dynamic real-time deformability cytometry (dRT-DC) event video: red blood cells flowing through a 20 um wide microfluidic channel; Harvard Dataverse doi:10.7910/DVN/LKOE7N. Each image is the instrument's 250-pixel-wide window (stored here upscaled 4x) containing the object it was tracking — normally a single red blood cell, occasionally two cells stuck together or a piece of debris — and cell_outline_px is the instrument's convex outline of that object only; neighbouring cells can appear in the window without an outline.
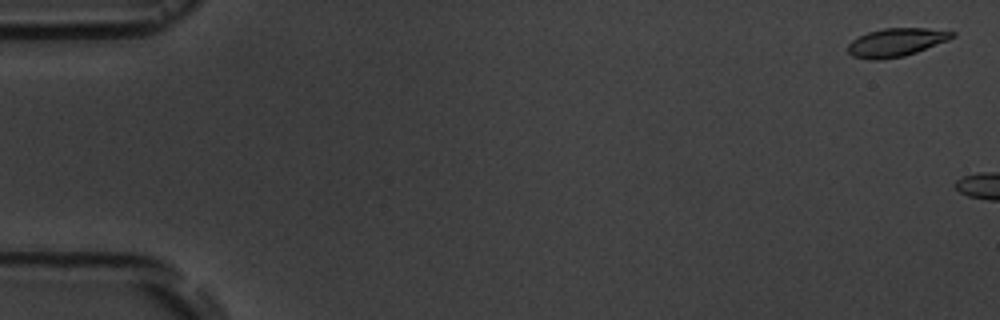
{"species": "common noctule bat (a hibernating species)", "species_latin": "Nyctalus noctula", "temperature_condition": "room temperature", "stored_images_in_passage": 3, "camera_frame_rate_fps": 3000, "um_per_image_px": 0.085, "animal": {"sex": "male", "body_mass_g": 19.5, "forearm_length_mm": 54.6}, "frame": {"image": 1, "passage_image": 1, "time_ms": 0.0, "image_size_px": [1000, 320], "cell_outline_px": [[956, 36], [948, 40], [916, 52], [904, 56], [880, 60], [872, 60], [852, 56], [848, 52], [848, 44], [852, 40], [868, 32], [884, 28], [924, 28], [956, 32]], "centroid_in_image_um": [76.17, 3.6], "position_along_channel_um": 8.8, "area_um2": 17.11}}